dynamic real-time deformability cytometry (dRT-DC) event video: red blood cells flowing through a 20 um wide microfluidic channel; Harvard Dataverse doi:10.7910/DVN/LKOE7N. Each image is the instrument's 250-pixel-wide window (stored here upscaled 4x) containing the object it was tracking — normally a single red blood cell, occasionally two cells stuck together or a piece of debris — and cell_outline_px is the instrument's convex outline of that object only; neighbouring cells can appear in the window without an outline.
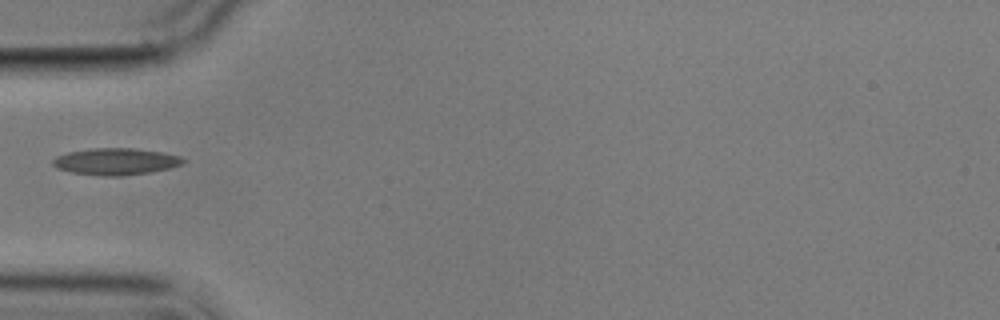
{"species": "common noctule bat (a hibernating species)", "species_latin": "Nyctalus noctula", "temperature_condition": "cold", "stored_images_in_passage": 2, "camera_frame_rate_fps": 3000, "um_per_image_px": 0.085, "animal": {"sex": "male", "body_mass_g": 17.9}, "frame": {"image": 1, "passage_image": 1, "time_ms": 0.0, "image_size_px": [1000, 320], "cell_outline_px": [[188, 160], [184, 164], [168, 168], [148, 172], [120, 176], [100, 176], [72, 172], [56, 168], [52, 164], [52, 160], [56, 156], [68, 152], [92, 148], [132, 148], [160, 152], [180, 156]], "centroid_in_image_um": [9.83, 13.73], "position_along_channel_um": 75.2, "area_um2": 20.29}}
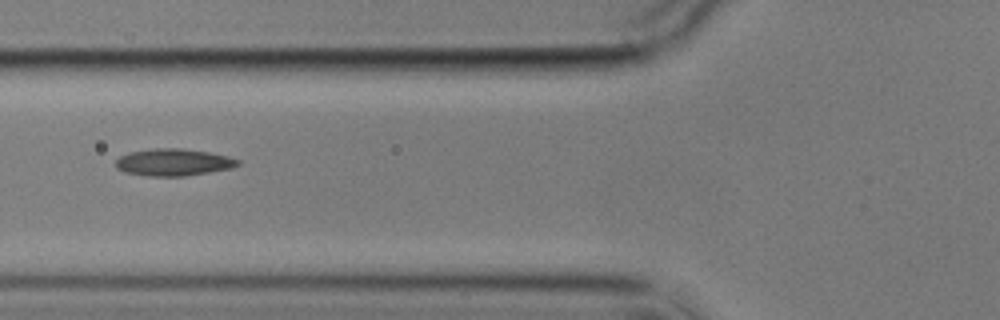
{"frame": {"image": 2, "passage_image": 2, "time_ms": 1.0, "image_size_px": [1000, 320], "cell_outline_px": [[240, 164], [232, 168], [184, 176], [148, 176], [124, 172], [116, 168], [116, 160], [120, 156], [128, 152], [156, 148], [180, 148], [208, 152], [228, 156], [240, 160]], "centroid_in_image_um": [14.73, 13.79], "position_along_channel_um": 111.1, "area_um2": 19.25}}